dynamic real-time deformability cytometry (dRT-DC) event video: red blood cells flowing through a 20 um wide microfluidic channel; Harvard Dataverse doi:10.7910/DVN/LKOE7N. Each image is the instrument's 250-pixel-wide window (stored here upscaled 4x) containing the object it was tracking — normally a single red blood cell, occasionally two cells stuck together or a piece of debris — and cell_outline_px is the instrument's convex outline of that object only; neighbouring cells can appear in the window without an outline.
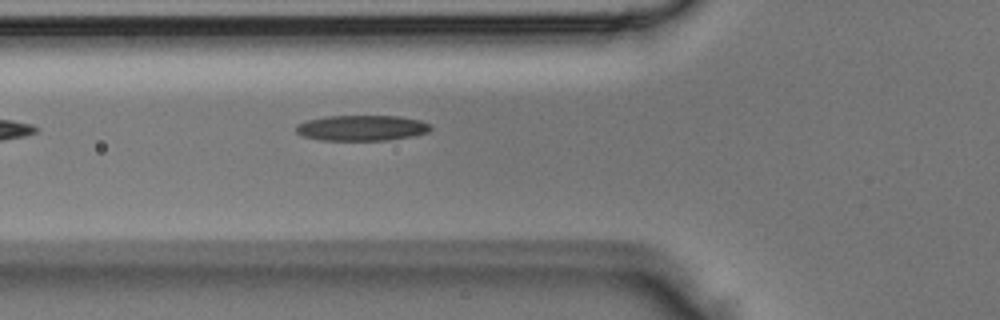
{"species": "Egyptian fruit bat (a non-hibernating species)", "species_latin": "Rousettus aegyptiacus", "temperature_condition": "room temperature", "stored_images_in_passage": 2, "camera_frame_rate_fps": 3000, "um_per_image_px": 0.085, "animal": {"sex": "male"}, "frame": {"image": 1, "passage_image": 2, "time_ms": 0.333, "image_size_px": [1000, 320], "cell_outline_px": [[432, 128], [428, 132], [412, 136], [388, 140], [320, 140], [300, 136], [296, 132], [296, 124], [308, 120], [328, 116], [400, 116], [420, 120], [428, 124]], "centroid_in_image_um": [30.72, 10.88], "position_along_channel_um": 95.1, "area_um2": 20.06}}